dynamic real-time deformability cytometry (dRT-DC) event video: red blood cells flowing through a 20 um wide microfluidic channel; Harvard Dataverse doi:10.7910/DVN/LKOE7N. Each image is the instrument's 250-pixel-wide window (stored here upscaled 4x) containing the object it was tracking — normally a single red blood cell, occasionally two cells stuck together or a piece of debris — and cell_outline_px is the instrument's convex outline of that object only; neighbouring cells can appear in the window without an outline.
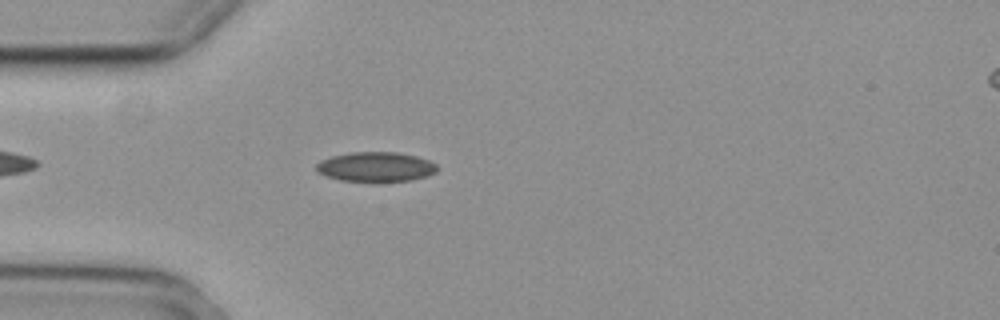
{"species": "common noctule bat (a hibernating species)", "species_latin": "Nyctalus noctula", "temperature_condition": "cold", "stored_images_in_passage": 42, "camera_frame_rate_fps": 3000, "um_per_image_px": 0.085, "animal": {"sex": "female", "body_mass_g": 29.2, "forearm_length_mm": 56.3}, "frame": {"image": 1, "passage_image": 6, "time_ms": 1.667, "image_size_px": [1000, 320], "cell_outline_px": [[440, 168], [436, 172], [412, 180], [372, 184], [340, 180], [316, 172], [316, 164], [320, 160], [332, 156], [352, 152], [396, 152], [416, 156], [428, 160], [436, 164]], "centroid_in_image_um": [31.93, 14.22], "position_along_channel_um": 53.1, "area_um2": 21.56}}
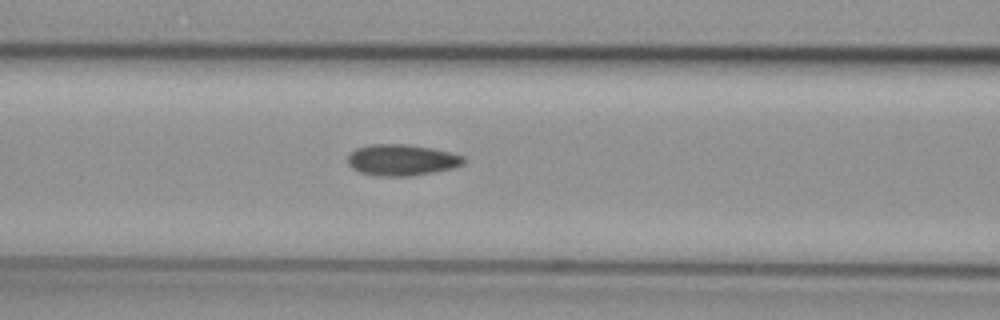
{"frame": {"image": 2, "passage_image": 13, "time_ms": 4.0, "image_size_px": [1000, 320], "cell_outline_px": [[464, 164], [456, 168], [408, 176], [376, 176], [360, 172], [352, 168], [348, 164], [348, 156], [356, 148], [372, 144], [408, 144], [432, 148], [464, 156]], "centroid_in_image_um": [34.15, 13.6], "position_along_channel_um": 132.4, "area_um2": 21.1}}
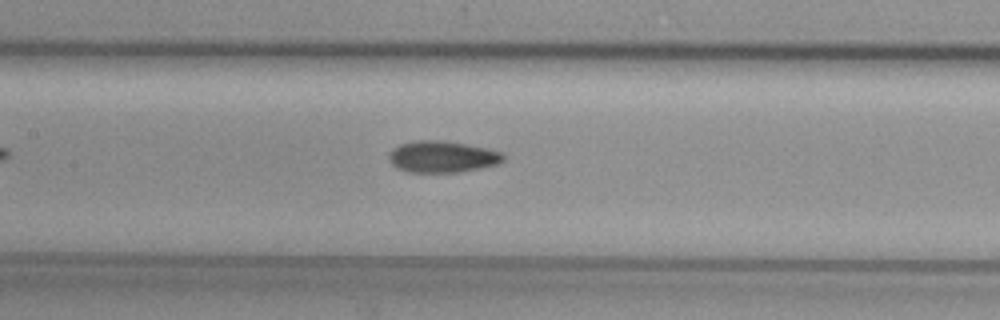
{"frame": {"image": 3, "passage_image": 16, "time_ms": 5.0, "image_size_px": [1000, 320], "cell_outline_px": [[504, 160], [496, 164], [480, 168], [460, 172], [408, 172], [396, 168], [388, 160], [388, 156], [392, 148], [400, 144], [416, 140], [444, 140], [484, 148], [500, 152], [504, 156]], "centroid_in_image_um": [37.53, 13.32], "position_along_channel_um": 169.9, "area_um2": 20.98}, "authors_computed_cell_mechanics": {"area_um2": 20.4323, "velocity_mm_per_s": 3.7238, "shape_relaxation_time_tau1_ms": null, "shape_relaxation_time_tau2_ms": 4.0403, "deformation_change_tau1": null, "deformation_change_tau2": 0.0895}}